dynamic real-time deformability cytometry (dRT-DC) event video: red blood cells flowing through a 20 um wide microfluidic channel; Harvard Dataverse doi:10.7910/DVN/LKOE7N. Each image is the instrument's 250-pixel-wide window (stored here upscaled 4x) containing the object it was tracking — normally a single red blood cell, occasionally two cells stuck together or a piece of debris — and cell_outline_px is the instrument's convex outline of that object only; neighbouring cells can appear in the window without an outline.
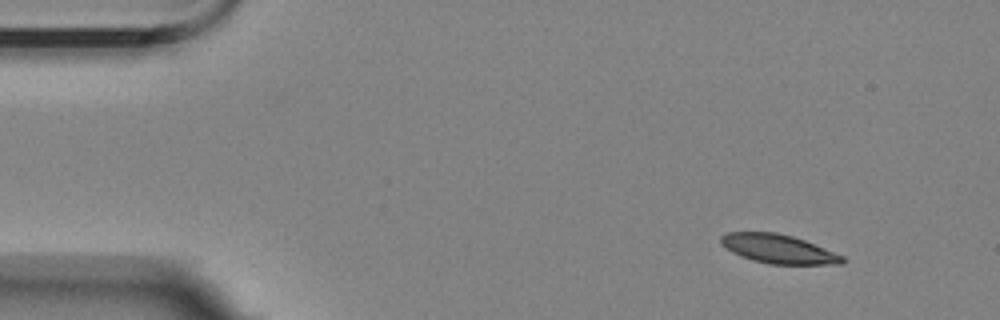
{"species": "Egyptian fruit bat (a non-hibernating species)", "species_latin": "Rousettus aegyptiacus", "temperature_condition": "room temperature", "stored_images_in_passage": 4, "camera_frame_rate_fps": 3000, "um_per_image_px": 0.085, "animal": {"sex": "female"}, "frame": {"image": 1, "passage_image": 1, "time_ms": 0.0, "image_size_px": [1000, 320], "cell_outline_px": [[848, 260], [844, 264], [768, 264], [752, 260], [740, 256], [732, 252], [720, 244], [720, 236], [728, 232], [776, 232], [792, 236], [804, 240], [844, 256]], "centroid_in_image_um": [66.16, 21.16], "position_along_channel_um": 18.8, "area_um2": 20.58}}
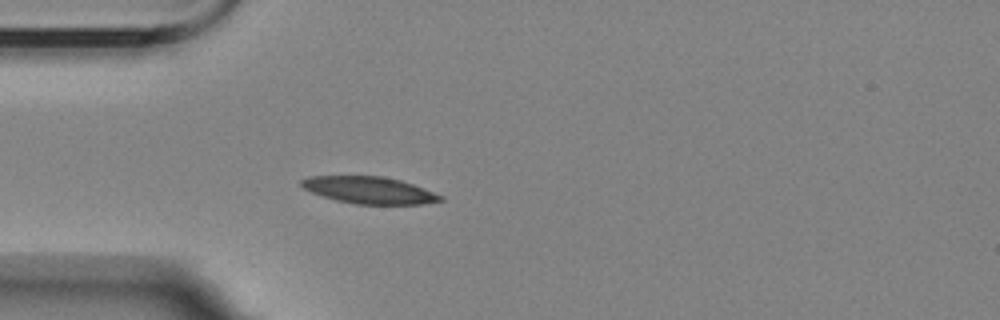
{"frame": {"image": 2, "passage_image": 4, "time_ms": 3.333, "image_size_px": [1000, 320], "cell_outline_px": [[444, 200], [420, 204], [356, 204], [336, 200], [312, 192], [304, 188], [300, 184], [300, 180], [308, 176], [380, 176], [400, 180], [412, 184], [444, 196]], "centroid_in_image_um": [31.38, 16.16], "position_along_channel_um": 53.6, "area_um2": 21.62}}